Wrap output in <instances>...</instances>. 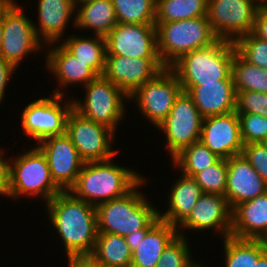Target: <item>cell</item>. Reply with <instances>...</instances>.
<instances>
[{
    "mask_svg": "<svg viewBox=\"0 0 267 267\" xmlns=\"http://www.w3.org/2000/svg\"><path fill=\"white\" fill-rule=\"evenodd\" d=\"M227 168L225 198L232 210L267 192V184L242 154L227 159Z\"/></svg>",
    "mask_w": 267,
    "mask_h": 267,
    "instance_id": "cell-20",
    "label": "cell"
},
{
    "mask_svg": "<svg viewBox=\"0 0 267 267\" xmlns=\"http://www.w3.org/2000/svg\"><path fill=\"white\" fill-rule=\"evenodd\" d=\"M181 87L192 97L203 118L236 111L237 93L233 79Z\"/></svg>",
    "mask_w": 267,
    "mask_h": 267,
    "instance_id": "cell-21",
    "label": "cell"
},
{
    "mask_svg": "<svg viewBox=\"0 0 267 267\" xmlns=\"http://www.w3.org/2000/svg\"><path fill=\"white\" fill-rule=\"evenodd\" d=\"M232 78L236 91L267 93V69L248 63L237 52L232 61Z\"/></svg>",
    "mask_w": 267,
    "mask_h": 267,
    "instance_id": "cell-32",
    "label": "cell"
},
{
    "mask_svg": "<svg viewBox=\"0 0 267 267\" xmlns=\"http://www.w3.org/2000/svg\"><path fill=\"white\" fill-rule=\"evenodd\" d=\"M178 231L159 220L151 229H141L125 237L132 251L131 267H156L168 244Z\"/></svg>",
    "mask_w": 267,
    "mask_h": 267,
    "instance_id": "cell-19",
    "label": "cell"
},
{
    "mask_svg": "<svg viewBox=\"0 0 267 267\" xmlns=\"http://www.w3.org/2000/svg\"><path fill=\"white\" fill-rule=\"evenodd\" d=\"M88 267H105L104 265L98 264L97 262H95L93 259H91L88 256Z\"/></svg>",
    "mask_w": 267,
    "mask_h": 267,
    "instance_id": "cell-46",
    "label": "cell"
},
{
    "mask_svg": "<svg viewBox=\"0 0 267 267\" xmlns=\"http://www.w3.org/2000/svg\"><path fill=\"white\" fill-rule=\"evenodd\" d=\"M165 69L160 58H136L106 55L103 77L128 97Z\"/></svg>",
    "mask_w": 267,
    "mask_h": 267,
    "instance_id": "cell-16",
    "label": "cell"
},
{
    "mask_svg": "<svg viewBox=\"0 0 267 267\" xmlns=\"http://www.w3.org/2000/svg\"><path fill=\"white\" fill-rule=\"evenodd\" d=\"M243 144L261 143L267 137V118L252 113H237Z\"/></svg>",
    "mask_w": 267,
    "mask_h": 267,
    "instance_id": "cell-37",
    "label": "cell"
},
{
    "mask_svg": "<svg viewBox=\"0 0 267 267\" xmlns=\"http://www.w3.org/2000/svg\"><path fill=\"white\" fill-rule=\"evenodd\" d=\"M253 33L267 40V2H263L258 8Z\"/></svg>",
    "mask_w": 267,
    "mask_h": 267,
    "instance_id": "cell-41",
    "label": "cell"
},
{
    "mask_svg": "<svg viewBox=\"0 0 267 267\" xmlns=\"http://www.w3.org/2000/svg\"><path fill=\"white\" fill-rule=\"evenodd\" d=\"M3 40V15L0 17V49Z\"/></svg>",
    "mask_w": 267,
    "mask_h": 267,
    "instance_id": "cell-47",
    "label": "cell"
},
{
    "mask_svg": "<svg viewBox=\"0 0 267 267\" xmlns=\"http://www.w3.org/2000/svg\"><path fill=\"white\" fill-rule=\"evenodd\" d=\"M3 151L4 149L0 150V195L6 197L9 187V160L3 156Z\"/></svg>",
    "mask_w": 267,
    "mask_h": 267,
    "instance_id": "cell-42",
    "label": "cell"
},
{
    "mask_svg": "<svg viewBox=\"0 0 267 267\" xmlns=\"http://www.w3.org/2000/svg\"><path fill=\"white\" fill-rule=\"evenodd\" d=\"M236 52L248 63L267 69V40L257 37L253 32L234 42Z\"/></svg>",
    "mask_w": 267,
    "mask_h": 267,
    "instance_id": "cell-35",
    "label": "cell"
},
{
    "mask_svg": "<svg viewBox=\"0 0 267 267\" xmlns=\"http://www.w3.org/2000/svg\"><path fill=\"white\" fill-rule=\"evenodd\" d=\"M199 141L219 158L241 154L244 144L236 111L203 118Z\"/></svg>",
    "mask_w": 267,
    "mask_h": 267,
    "instance_id": "cell-17",
    "label": "cell"
},
{
    "mask_svg": "<svg viewBox=\"0 0 267 267\" xmlns=\"http://www.w3.org/2000/svg\"><path fill=\"white\" fill-rule=\"evenodd\" d=\"M184 236L178 234L168 244L156 267H192L197 262L191 257L190 245L186 234Z\"/></svg>",
    "mask_w": 267,
    "mask_h": 267,
    "instance_id": "cell-36",
    "label": "cell"
},
{
    "mask_svg": "<svg viewBox=\"0 0 267 267\" xmlns=\"http://www.w3.org/2000/svg\"><path fill=\"white\" fill-rule=\"evenodd\" d=\"M158 55L170 68L183 55L214 44L215 35L207 16L172 22H155Z\"/></svg>",
    "mask_w": 267,
    "mask_h": 267,
    "instance_id": "cell-5",
    "label": "cell"
},
{
    "mask_svg": "<svg viewBox=\"0 0 267 267\" xmlns=\"http://www.w3.org/2000/svg\"><path fill=\"white\" fill-rule=\"evenodd\" d=\"M260 0H208L207 19L220 40L235 42L253 32Z\"/></svg>",
    "mask_w": 267,
    "mask_h": 267,
    "instance_id": "cell-9",
    "label": "cell"
},
{
    "mask_svg": "<svg viewBox=\"0 0 267 267\" xmlns=\"http://www.w3.org/2000/svg\"><path fill=\"white\" fill-rule=\"evenodd\" d=\"M227 173V159L220 158L215 164L197 173L193 178L202 192L225 196Z\"/></svg>",
    "mask_w": 267,
    "mask_h": 267,
    "instance_id": "cell-34",
    "label": "cell"
},
{
    "mask_svg": "<svg viewBox=\"0 0 267 267\" xmlns=\"http://www.w3.org/2000/svg\"><path fill=\"white\" fill-rule=\"evenodd\" d=\"M208 0H156L155 22H172L207 16Z\"/></svg>",
    "mask_w": 267,
    "mask_h": 267,
    "instance_id": "cell-30",
    "label": "cell"
},
{
    "mask_svg": "<svg viewBox=\"0 0 267 267\" xmlns=\"http://www.w3.org/2000/svg\"><path fill=\"white\" fill-rule=\"evenodd\" d=\"M15 71L16 68L13 65L0 57V105L4 100L3 98L5 97L7 86Z\"/></svg>",
    "mask_w": 267,
    "mask_h": 267,
    "instance_id": "cell-40",
    "label": "cell"
},
{
    "mask_svg": "<svg viewBox=\"0 0 267 267\" xmlns=\"http://www.w3.org/2000/svg\"><path fill=\"white\" fill-rule=\"evenodd\" d=\"M61 44L82 62H85L98 76H102L106 61V39L94 35L91 37L70 35L60 39Z\"/></svg>",
    "mask_w": 267,
    "mask_h": 267,
    "instance_id": "cell-27",
    "label": "cell"
},
{
    "mask_svg": "<svg viewBox=\"0 0 267 267\" xmlns=\"http://www.w3.org/2000/svg\"><path fill=\"white\" fill-rule=\"evenodd\" d=\"M72 26L93 30V35L106 37L118 23L112 0H82L76 4Z\"/></svg>",
    "mask_w": 267,
    "mask_h": 267,
    "instance_id": "cell-26",
    "label": "cell"
},
{
    "mask_svg": "<svg viewBox=\"0 0 267 267\" xmlns=\"http://www.w3.org/2000/svg\"><path fill=\"white\" fill-rule=\"evenodd\" d=\"M203 117L192 97L182 91L168 117L157 127L165 134L166 147L173 158L182 149L200 139Z\"/></svg>",
    "mask_w": 267,
    "mask_h": 267,
    "instance_id": "cell-12",
    "label": "cell"
},
{
    "mask_svg": "<svg viewBox=\"0 0 267 267\" xmlns=\"http://www.w3.org/2000/svg\"><path fill=\"white\" fill-rule=\"evenodd\" d=\"M89 257L105 267H131L132 251L125 237L98 233L94 250Z\"/></svg>",
    "mask_w": 267,
    "mask_h": 267,
    "instance_id": "cell-28",
    "label": "cell"
},
{
    "mask_svg": "<svg viewBox=\"0 0 267 267\" xmlns=\"http://www.w3.org/2000/svg\"><path fill=\"white\" fill-rule=\"evenodd\" d=\"M37 4L39 25L33 23L37 37L45 46L58 43L71 17L76 16V3L73 0H39Z\"/></svg>",
    "mask_w": 267,
    "mask_h": 267,
    "instance_id": "cell-23",
    "label": "cell"
},
{
    "mask_svg": "<svg viewBox=\"0 0 267 267\" xmlns=\"http://www.w3.org/2000/svg\"><path fill=\"white\" fill-rule=\"evenodd\" d=\"M219 159L216 154L198 141L182 149L171 161L173 167L175 166L182 171V174L194 177L197 173L215 164Z\"/></svg>",
    "mask_w": 267,
    "mask_h": 267,
    "instance_id": "cell-31",
    "label": "cell"
},
{
    "mask_svg": "<svg viewBox=\"0 0 267 267\" xmlns=\"http://www.w3.org/2000/svg\"><path fill=\"white\" fill-rule=\"evenodd\" d=\"M66 134L85 163L109 160L118 153L112 147L115 133L106 126L84 118L74 109L67 118Z\"/></svg>",
    "mask_w": 267,
    "mask_h": 267,
    "instance_id": "cell-13",
    "label": "cell"
},
{
    "mask_svg": "<svg viewBox=\"0 0 267 267\" xmlns=\"http://www.w3.org/2000/svg\"><path fill=\"white\" fill-rule=\"evenodd\" d=\"M117 22L155 25L156 0H112Z\"/></svg>",
    "mask_w": 267,
    "mask_h": 267,
    "instance_id": "cell-33",
    "label": "cell"
},
{
    "mask_svg": "<svg viewBox=\"0 0 267 267\" xmlns=\"http://www.w3.org/2000/svg\"><path fill=\"white\" fill-rule=\"evenodd\" d=\"M15 0H0V17L11 6Z\"/></svg>",
    "mask_w": 267,
    "mask_h": 267,
    "instance_id": "cell-44",
    "label": "cell"
},
{
    "mask_svg": "<svg viewBox=\"0 0 267 267\" xmlns=\"http://www.w3.org/2000/svg\"><path fill=\"white\" fill-rule=\"evenodd\" d=\"M168 193V208L164 213L159 210V218L177 230L189 218L203 192L193 177L180 173Z\"/></svg>",
    "mask_w": 267,
    "mask_h": 267,
    "instance_id": "cell-25",
    "label": "cell"
},
{
    "mask_svg": "<svg viewBox=\"0 0 267 267\" xmlns=\"http://www.w3.org/2000/svg\"><path fill=\"white\" fill-rule=\"evenodd\" d=\"M236 52L233 42L218 39L214 44L191 51L170 69L181 86H198L232 78V61Z\"/></svg>",
    "mask_w": 267,
    "mask_h": 267,
    "instance_id": "cell-4",
    "label": "cell"
},
{
    "mask_svg": "<svg viewBox=\"0 0 267 267\" xmlns=\"http://www.w3.org/2000/svg\"><path fill=\"white\" fill-rule=\"evenodd\" d=\"M45 207L66 257L90 256L98 234L96 206L76 198L70 191H61Z\"/></svg>",
    "mask_w": 267,
    "mask_h": 267,
    "instance_id": "cell-1",
    "label": "cell"
},
{
    "mask_svg": "<svg viewBox=\"0 0 267 267\" xmlns=\"http://www.w3.org/2000/svg\"><path fill=\"white\" fill-rule=\"evenodd\" d=\"M56 44H48L44 59L45 67L56 77V82L61 88L65 89L73 84L86 86L98 77L85 62L72 55L60 42V45Z\"/></svg>",
    "mask_w": 267,
    "mask_h": 267,
    "instance_id": "cell-22",
    "label": "cell"
},
{
    "mask_svg": "<svg viewBox=\"0 0 267 267\" xmlns=\"http://www.w3.org/2000/svg\"><path fill=\"white\" fill-rule=\"evenodd\" d=\"M85 88L84 101L72 98L73 109L84 118L106 126L114 133L123 117L129 97L103 76L89 82Z\"/></svg>",
    "mask_w": 267,
    "mask_h": 267,
    "instance_id": "cell-7",
    "label": "cell"
},
{
    "mask_svg": "<svg viewBox=\"0 0 267 267\" xmlns=\"http://www.w3.org/2000/svg\"><path fill=\"white\" fill-rule=\"evenodd\" d=\"M23 7L14 1L3 13V40L0 57L16 69L28 54L36 53L45 46L37 37L32 19L30 20L25 15Z\"/></svg>",
    "mask_w": 267,
    "mask_h": 267,
    "instance_id": "cell-11",
    "label": "cell"
},
{
    "mask_svg": "<svg viewBox=\"0 0 267 267\" xmlns=\"http://www.w3.org/2000/svg\"><path fill=\"white\" fill-rule=\"evenodd\" d=\"M182 91L177 75L170 68H165L139 87L129 99L138 105L141 115L157 128L168 117Z\"/></svg>",
    "mask_w": 267,
    "mask_h": 267,
    "instance_id": "cell-10",
    "label": "cell"
},
{
    "mask_svg": "<svg viewBox=\"0 0 267 267\" xmlns=\"http://www.w3.org/2000/svg\"><path fill=\"white\" fill-rule=\"evenodd\" d=\"M232 209L225 196L214 193H202L196 205L190 212L189 218L177 229L178 234L184 236L182 230L200 232L214 229L224 239L231 235Z\"/></svg>",
    "mask_w": 267,
    "mask_h": 267,
    "instance_id": "cell-18",
    "label": "cell"
},
{
    "mask_svg": "<svg viewBox=\"0 0 267 267\" xmlns=\"http://www.w3.org/2000/svg\"><path fill=\"white\" fill-rule=\"evenodd\" d=\"M36 146L46 157L54 183L62 190L69 191L77 181L84 161L65 133L41 140Z\"/></svg>",
    "mask_w": 267,
    "mask_h": 267,
    "instance_id": "cell-15",
    "label": "cell"
},
{
    "mask_svg": "<svg viewBox=\"0 0 267 267\" xmlns=\"http://www.w3.org/2000/svg\"><path fill=\"white\" fill-rule=\"evenodd\" d=\"M113 160L84 163L69 191L76 198L97 206L124 196L144 178L134 169L114 164Z\"/></svg>",
    "mask_w": 267,
    "mask_h": 267,
    "instance_id": "cell-3",
    "label": "cell"
},
{
    "mask_svg": "<svg viewBox=\"0 0 267 267\" xmlns=\"http://www.w3.org/2000/svg\"><path fill=\"white\" fill-rule=\"evenodd\" d=\"M68 267H88L87 257H68Z\"/></svg>",
    "mask_w": 267,
    "mask_h": 267,
    "instance_id": "cell-43",
    "label": "cell"
},
{
    "mask_svg": "<svg viewBox=\"0 0 267 267\" xmlns=\"http://www.w3.org/2000/svg\"><path fill=\"white\" fill-rule=\"evenodd\" d=\"M236 113H252L267 118V93L236 91Z\"/></svg>",
    "mask_w": 267,
    "mask_h": 267,
    "instance_id": "cell-38",
    "label": "cell"
},
{
    "mask_svg": "<svg viewBox=\"0 0 267 267\" xmlns=\"http://www.w3.org/2000/svg\"><path fill=\"white\" fill-rule=\"evenodd\" d=\"M238 239L267 238V192L232 210L231 235Z\"/></svg>",
    "mask_w": 267,
    "mask_h": 267,
    "instance_id": "cell-24",
    "label": "cell"
},
{
    "mask_svg": "<svg viewBox=\"0 0 267 267\" xmlns=\"http://www.w3.org/2000/svg\"><path fill=\"white\" fill-rule=\"evenodd\" d=\"M253 267H267V250L259 257Z\"/></svg>",
    "mask_w": 267,
    "mask_h": 267,
    "instance_id": "cell-45",
    "label": "cell"
},
{
    "mask_svg": "<svg viewBox=\"0 0 267 267\" xmlns=\"http://www.w3.org/2000/svg\"><path fill=\"white\" fill-rule=\"evenodd\" d=\"M222 241L225 267H253L267 250L265 240L238 239L229 236Z\"/></svg>",
    "mask_w": 267,
    "mask_h": 267,
    "instance_id": "cell-29",
    "label": "cell"
},
{
    "mask_svg": "<svg viewBox=\"0 0 267 267\" xmlns=\"http://www.w3.org/2000/svg\"><path fill=\"white\" fill-rule=\"evenodd\" d=\"M64 95V91L54 90L50 97H41L25 106L20 121L23 134L37 144L47 137L65 134L73 100L71 97L63 101Z\"/></svg>",
    "mask_w": 267,
    "mask_h": 267,
    "instance_id": "cell-8",
    "label": "cell"
},
{
    "mask_svg": "<svg viewBox=\"0 0 267 267\" xmlns=\"http://www.w3.org/2000/svg\"><path fill=\"white\" fill-rule=\"evenodd\" d=\"M241 154L267 184V150L260 143H249Z\"/></svg>",
    "mask_w": 267,
    "mask_h": 267,
    "instance_id": "cell-39",
    "label": "cell"
},
{
    "mask_svg": "<svg viewBox=\"0 0 267 267\" xmlns=\"http://www.w3.org/2000/svg\"><path fill=\"white\" fill-rule=\"evenodd\" d=\"M192 267H207V266L202 265L201 262H198V261H197Z\"/></svg>",
    "mask_w": 267,
    "mask_h": 267,
    "instance_id": "cell-49",
    "label": "cell"
},
{
    "mask_svg": "<svg viewBox=\"0 0 267 267\" xmlns=\"http://www.w3.org/2000/svg\"><path fill=\"white\" fill-rule=\"evenodd\" d=\"M260 144L267 150V137Z\"/></svg>",
    "mask_w": 267,
    "mask_h": 267,
    "instance_id": "cell-48",
    "label": "cell"
},
{
    "mask_svg": "<svg viewBox=\"0 0 267 267\" xmlns=\"http://www.w3.org/2000/svg\"><path fill=\"white\" fill-rule=\"evenodd\" d=\"M76 4L78 3V2H80V1H82V0H73Z\"/></svg>",
    "mask_w": 267,
    "mask_h": 267,
    "instance_id": "cell-50",
    "label": "cell"
},
{
    "mask_svg": "<svg viewBox=\"0 0 267 267\" xmlns=\"http://www.w3.org/2000/svg\"><path fill=\"white\" fill-rule=\"evenodd\" d=\"M105 39L106 55L159 58L156 25L118 22Z\"/></svg>",
    "mask_w": 267,
    "mask_h": 267,
    "instance_id": "cell-14",
    "label": "cell"
},
{
    "mask_svg": "<svg viewBox=\"0 0 267 267\" xmlns=\"http://www.w3.org/2000/svg\"><path fill=\"white\" fill-rule=\"evenodd\" d=\"M35 147V148H34ZM31 150L9 159V199L22 196L41 197L47 204L62 190L54 183L43 152L34 145ZM20 197V198H19ZM43 197V198H42Z\"/></svg>",
    "mask_w": 267,
    "mask_h": 267,
    "instance_id": "cell-6",
    "label": "cell"
},
{
    "mask_svg": "<svg viewBox=\"0 0 267 267\" xmlns=\"http://www.w3.org/2000/svg\"><path fill=\"white\" fill-rule=\"evenodd\" d=\"M146 180L143 178L124 196L96 206L98 233L126 237L141 229H151L160 220L159 209L140 191Z\"/></svg>",
    "mask_w": 267,
    "mask_h": 267,
    "instance_id": "cell-2",
    "label": "cell"
}]
</instances>
